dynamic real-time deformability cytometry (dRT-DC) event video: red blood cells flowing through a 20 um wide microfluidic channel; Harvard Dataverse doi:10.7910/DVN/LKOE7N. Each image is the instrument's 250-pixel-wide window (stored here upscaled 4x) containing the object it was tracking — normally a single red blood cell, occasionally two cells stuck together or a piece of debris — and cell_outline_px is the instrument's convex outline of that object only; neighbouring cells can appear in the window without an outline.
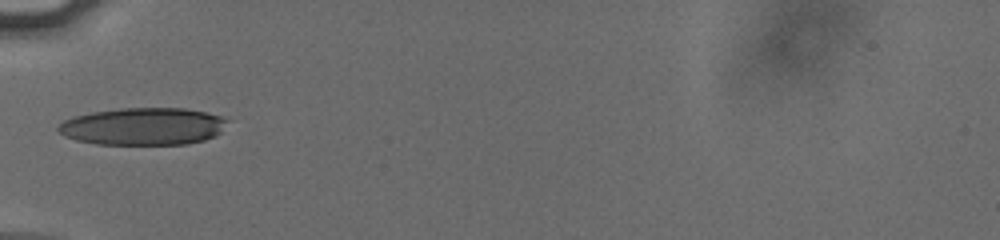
{"species": "human", "species_latin": "Homo sapiens", "temperature_condition": "cold", "stored_images_in_passage": 35, "camera_frame_rate_fps": 3000, "um_per_image_px": 0.085, "donor": {"sex": "male"}, "frame": {"image": 1, "passage_image": 1, "time_ms": 0.0, "image_size_px": [1000, 240], "cell_outline_px": [[228, 120], [220, 132], [216, 136], [204, 140], [188, 144], [96, 144], [76, 140], [64, 136], [56, 128], [64, 120], [72, 116], [92, 112], [120, 108], [184, 108], [204, 112], [220, 116]], "centroid_in_image_um": [12.14, 10.74], "position_along_channel_um": 72.9, "area_um2": 36.82}}
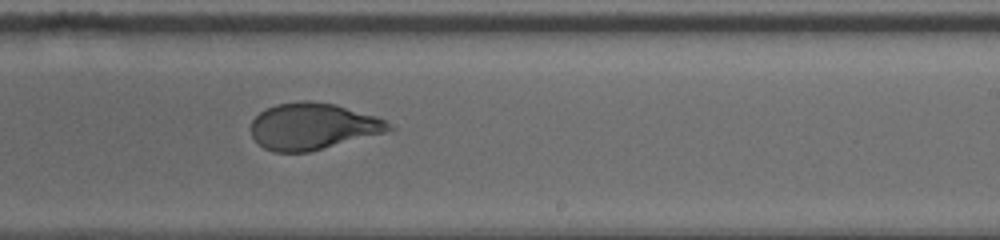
{"frame": {"image": 2, "passage_image": 16, "time_ms": 5.0, "image_size_px": [1000, 240], "cell_outline_px": [[396, 128], [384, 132], [308, 152], [276, 152], [264, 148], [252, 136], [252, 120], [260, 112], [276, 104], [304, 100], [308, 100], [336, 104], [376, 116], [384, 120]], "centroid_in_image_um": [26.58, 10.72], "position_along_channel_um": 262.4, "area_um2": 36.99}}
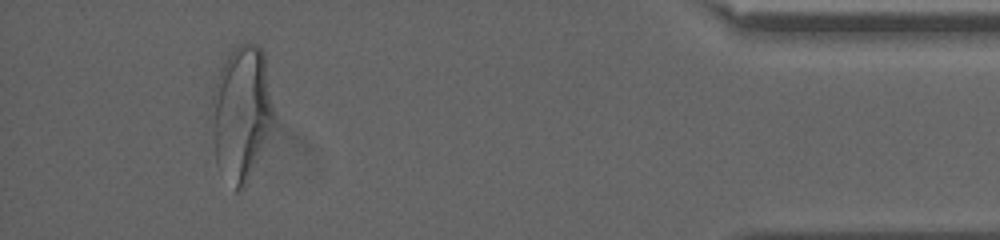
{"frame": {"image": 3, "passage_image": 32, "time_ms": 10.333, "image_size_px": [1000, 240], "cell_outline_px": [[276, 120], [244, 188], [240, 192], [236, 192], [216, 164], [208, 116], [212, 96], [220, 68], [224, 60], [240, 44], [256, 44], [264, 52], [276, 116]], "centroid_in_image_um": [20.51, 9.64], "position_along_channel_um": 414.7, "area_um2": 49.65}, "authors_computed_cell_mechanics": {"area_um2": 37.9746, "velocity_mm_per_s": 3.8208, "shape_relaxation_time_tau1_ms": 5.3093, "shape_relaxation_time_tau2_ms": 0.6758, "deformation_change_tau1": 0.2099, "deformation_change_tau2": 0.0594}}